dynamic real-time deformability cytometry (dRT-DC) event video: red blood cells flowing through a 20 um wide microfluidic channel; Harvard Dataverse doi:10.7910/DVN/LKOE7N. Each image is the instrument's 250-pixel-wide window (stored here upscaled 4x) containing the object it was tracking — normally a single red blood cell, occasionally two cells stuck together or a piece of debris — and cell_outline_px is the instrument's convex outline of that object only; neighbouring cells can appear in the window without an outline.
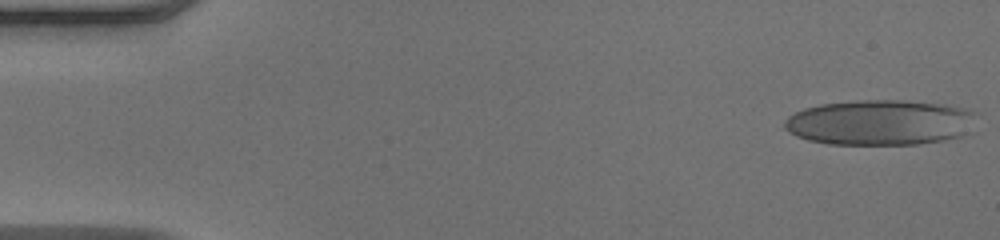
{"species": "human", "species_latin": "Homo sapiens", "temperature_condition": "warm", "stored_images_in_passage": 49, "camera_frame_rate_fps": 3000, "um_per_image_px": 0.085, "donor": {"sex": "male"}, "frame": {"image": 1, "passage_image": 1, "time_ms": 0.0, "image_size_px": [1000, 240], "cell_outline_px": [[976, 112], [964, 132], [960, 136], [944, 140], [916, 144], [828, 144], [808, 140], [796, 136], [788, 132], [784, 128], [784, 120], [788, 116], [804, 108], [820, 104], [856, 100], [900, 100], [944, 104], [964, 108]], "centroid_in_image_um": [74.71, 10.4], "position_along_channel_um": 10.3, "area_um2": 50.46}}
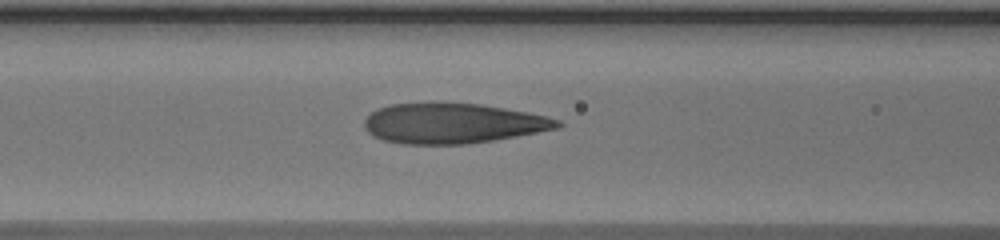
{"frame": {"image": 2, "passage_image": 20, "time_ms": 6.333, "image_size_px": [1000, 240], "cell_outline_px": [[564, 124], [560, 128], [516, 136], [468, 144], [400, 144], [384, 140], [372, 136], [364, 128], [364, 120], [376, 108], [388, 104], [480, 104], [528, 112], [548, 116], [560, 120]], "centroid_in_image_um": [38.49, 10.5], "position_along_channel_um": 128.1, "area_um2": 45.03}}
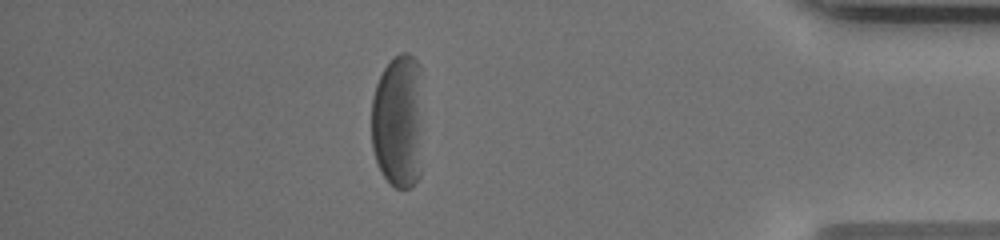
{"frame": {"image": 3, "passage_image": 43, "time_ms": 14.0, "image_size_px": [1000, 240], "cell_outline_px": [[420, 176], [408, 188], [396, 188], [384, 176], [376, 160], [372, 148], [372, 96], [376, 84], [384, 68], [400, 52], [408, 52], [420, 64]], "centroid_in_image_um": [33.82, 10.28], "position_along_channel_um": 401.4, "area_um2": 40.06}, "authors_computed_cell_mechanics": {"area_um2": 46.7024, "velocity_mm_per_s": 4.0578, "shape_relaxation_time_tau1_ms": 6.0837, "shape_relaxation_time_tau2_ms": 0.9977, "deformation_change_tau1": 0.2403, "deformation_change_tau2": 0.1039}}